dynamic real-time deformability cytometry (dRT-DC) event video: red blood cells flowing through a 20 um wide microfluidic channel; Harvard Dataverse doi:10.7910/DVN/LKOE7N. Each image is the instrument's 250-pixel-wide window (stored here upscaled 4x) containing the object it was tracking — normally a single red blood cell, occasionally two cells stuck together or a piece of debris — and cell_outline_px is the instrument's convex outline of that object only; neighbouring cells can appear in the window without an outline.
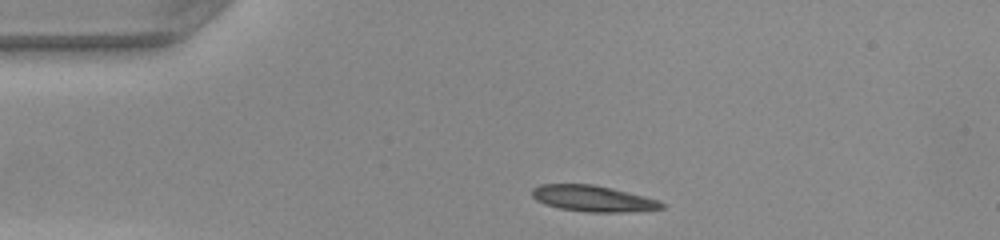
{"species": "common noctule bat (a hibernating species)", "species_latin": "Nyctalus noctula", "temperature_condition": "warm", "stored_images_in_passage": 31, "camera_frame_rate_fps": 3000, "um_per_image_px": 0.085, "animal": {"sex": "female", "body_mass_g": 22.0, "forearm_length_mm": 56.7}, "frame": {"image": 1, "passage_image": 1, "time_ms": 0.0, "image_size_px": [1000, 240], "cell_outline_px": [[668, 204], [664, 208], [628, 212], [588, 212], [560, 208], [544, 204], [536, 200], [532, 196], [532, 188], [540, 184], [592, 184], [612, 188], [660, 200]], "centroid_in_image_um": [50.43, 16.87], "position_along_channel_um": 34.6, "area_um2": 19.83}}
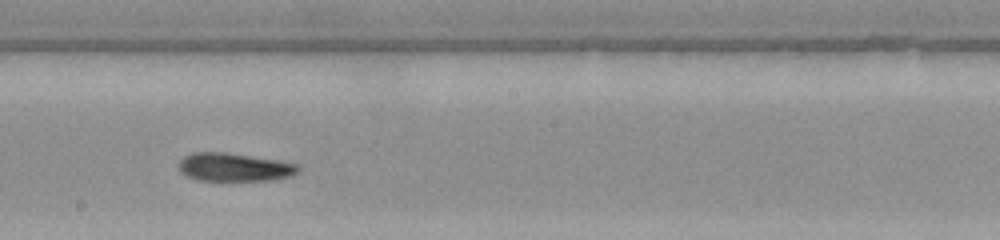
{"frame": {"image": 2, "passage_image": 18, "time_ms": 5.667, "image_size_px": [1000, 240], "cell_outline_px": [[300, 168], [292, 176], [276, 180], [196, 180], [180, 172], [180, 160], [184, 156], [192, 152], [224, 152], [276, 160], [296, 164]], "centroid_in_image_um": [19.9, 14.21], "position_along_channel_um": 228.3, "area_um2": 19.48}}
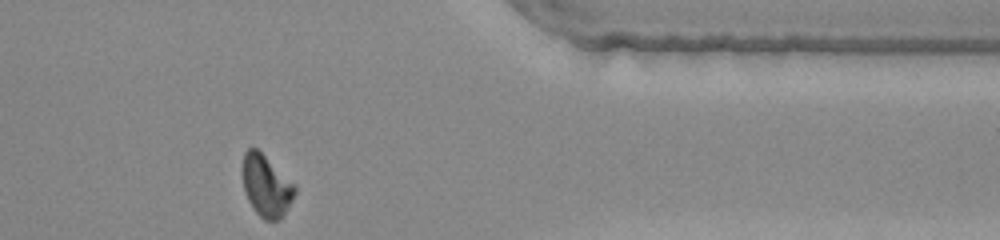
{"frame": {"image": 3, "passage_image": 31, "time_ms": 10.0, "image_size_px": [1000, 240], "cell_outline_px": [[296, 192], [284, 216], [280, 220], [264, 220], [252, 208], [244, 192], [244, 152], [248, 148], [256, 148], [296, 184]], "centroid_in_image_um": [22.67, 15.83], "position_along_channel_um": 388.7, "area_um2": 18.67}, "authors_computed_cell_mechanics": {"area_um2": 19.8254, "velocity_mm_per_s": 4.1467, "shape_relaxation_time_tau1_ms": null, "shape_relaxation_time_tau2_ms": 2.5939, "deformation_change_tau1": null, "deformation_change_tau2": 0.0804}}